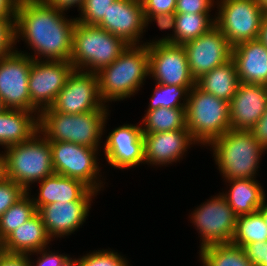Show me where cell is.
Segmentation results:
<instances>
[{
	"label": "cell",
	"instance_id": "obj_1",
	"mask_svg": "<svg viewBox=\"0 0 267 266\" xmlns=\"http://www.w3.org/2000/svg\"><path fill=\"white\" fill-rule=\"evenodd\" d=\"M65 16L64 10L50 6L44 0H18L15 46L18 39L25 40L34 53L19 52L33 60L70 61L76 18Z\"/></svg>",
	"mask_w": 267,
	"mask_h": 266
},
{
	"label": "cell",
	"instance_id": "obj_2",
	"mask_svg": "<svg viewBox=\"0 0 267 266\" xmlns=\"http://www.w3.org/2000/svg\"><path fill=\"white\" fill-rule=\"evenodd\" d=\"M99 93L104 103L134 96L149 76V54L146 45H129L110 65L97 72Z\"/></svg>",
	"mask_w": 267,
	"mask_h": 266
},
{
	"label": "cell",
	"instance_id": "obj_3",
	"mask_svg": "<svg viewBox=\"0 0 267 266\" xmlns=\"http://www.w3.org/2000/svg\"><path fill=\"white\" fill-rule=\"evenodd\" d=\"M107 106L73 115L42 111L38 116L39 132L49 141L72 142L99 149L109 115Z\"/></svg>",
	"mask_w": 267,
	"mask_h": 266
},
{
	"label": "cell",
	"instance_id": "obj_4",
	"mask_svg": "<svg viewBox=\"0 0 267 266\" xmlns=\"http://www.w3.org/2000/svg\"><path fill=\"white\" fill-rule=\"evenodd\" d=\"M208 146L213 149L215 163L225 182L256 179L261 156L266 150L250 131L230 129Z\"/></svg>",
	"mask_w": 267,
	"mask_h": 266
},
{
	"label": "cell",
	"instance_id": "obj_5",
	"mask_svg": "<svg viewBox=\"0 0 267 266\" xmlns=\"http://www.w3.org/2000/svg\"><path fill=\"white\" fill-rule=\"evenodd\" d=\"M3 158L5 178L30 193V185L54 174L50 142L39 131L23 143L6 147Z\"/></svg>",
	"mask_w": 267,
	"mask_h": 266
},
{
	"label": "cell",
	"instance_id": "obj_6",
	"mask_svg": "<svg viewBox=\"0 0 267 266\" xmlns=\"http://www.w3.org/2000/svg\"><path fill=\"white\" fill-rule=\"evenodd\" d=\"M128 46L103 28L76 21L70 62L76 70L97 73L113 63Z\"/></svg>",
	"mask_w": 267,
	"mask_h": 266
},
{
	"label": "cell",
	"instance_id": "obj_7",
	"mask_svg": "<svg viewBox=\"0 0 267 266\" xmlns=\"http://www.w3.org/2000/svg\"><path fill=\"white\" fill-rule=\"evenodd\" d=\"M186 126L194 141L207 147L231 129L229 103L195 85L188 94Z\"/></svg>",
	"mask_w": 267,
	"mask_h": 266
},
{
	"label": "cell",
	"instance_id": "obj_8",
	"mask_svg": "<svg viewBox=\"0 0 267 266\" xmlns=\"http://www.w3.org/2000/svg\"><path fill=\"white\" fill-rule=\"evenodd\" d=\"M215 26L232 46L256 40L266 14L258 0H216Z\"/></svg>",
	"mask_w": 267,
	"mask_h": 266
},
{
	"label": "cell",
	"instance_id": "obj_9",
	"mask_svg": "<svg viewBox=\"0 0 267 266\" xmlns=\"http://www.w3.org/2000/svg\"><path fill=\"white\" fill-rule=\"evenodd\" d=\"M49 142L55 174L81 180L96 192L104 188L103 181L99 178L102 176L99 174L101 170L97 157L101 149L72 142Z\"/></svg>",
	"mask_w": 267,
	"mask_h": 266
},
{
	"label": "cell",
	"instance_id": "obj_10",
	"mask_svg": "<svg viewBox=\"0 0 267 266\" xmlns=\"http://www.w3.org/2000/svg\"><path fill=\"white\" fill-rule=\"evenodd\" d=\"M199 205L192 214L191 223L200 235V250L211 245L231 243L237 216L226 198L219 195Z\"/></svg>",
	"mask_w": 267,
	"mask_h": 266
},
{
	"label": "cell",
	"instance_id": "obj_11",
	"mask_svg": "<svg viewBox=\"0 0 267 266\" xmlns=\"http://www.w3.org/2000/svg\"><path fill=\"white\" fill-rule=\"evenodd\" d=\"M105 105L99 93L97 73L73 69L52 106L43 111L73 115L100 110Z\"/></svg>",
	"mask_w": 267,
	"mask_h": 266
},
{
	"label": "cell",
	"instance_id": "obj_12",
	"mask_svg": "<svg viewBox=\"0 0 267 266\" xmlns=\"http://www.w3.org/2000/svg\"><path fill=\"white\" fill-rule=\"evenodd\" d=\"M73 69L70 61L32 60L28 78L30 111L39 115L50 108Z\"/></svg>",
	"mask_w": 267,
	"mask_h": 266
},
{
	"label": "cell",
	"instance_id": "obj_13",
	"mask_svg": "<svg viewBox=\"0 0 267 266\" xmlns=\"http://www.w3.org/2000/svg\"><path fill=\"white\" fill-rule=\"evenodd\" d=\"M32 60L17 48L0 59V98L7 109L30 111L28 78Z\"/></svg>",
	"mask_w": 267,
	"mask_h": 266
},
{
	"label": "cell",
	"instance_id": "obj_14",
	"mask_svg": "<svg viewBox=\"0 0 267 266\" xmlns=\"http://www.w3.org/2000/svg\"><path fill=\"white\" fill-rule=\"evenodd\" d=\"M149 76L155 83L176 85L180 87H194L183 45L158 43L148 46Z\"/></svg>",
	"mask_w": 267,
	"mask_h": 266
},
{
	"label": "cell",
	"instance_id": "obj_15",
	"mask_svg": "<svg viewBox=\"0 0 267 266\" xmlns=\"http://www.w3.org/2000/svg\"><path fill=\"white\" fill-rule=\"evenodd\" d=\"M183 47L195 81L232 58L233 46L216 26L198 38L186 42Z\"/></svg>",
	"mask_w": 267,
	"mask_h": 266
},
{
	"label": "cell",
	"instance_id": "obj_16",
	"mask_svg": "<svg viewBox=\"0 0 267 266\" xmlns=\"http://www.w3.org/2000/svg\"><path fill=\"white\" fill-rule=\"evenodd\" d=\"M103 152L114 169L133 168L145 164L144 139L141 126L123 124L106 136Z\"/></svg>",
	"mask_w": 267,
	"mask_h": 266
},
{
	"label": "cell",
	"instance_id": "obj_17",
	"mask_svg": "<svg viewBox=\"0 0 267 266\" xmlns=\"http://www.w3.org/2000/svg\"><path fill=\"white\" fill-rule=\"evenodd\" d=\"M123 39L129 45H142L146 31L141 0H115L106 16L96 25Z\"/></svg>",
	"mask_w": 267,
	"mask_h": 266
},
{
	"label": "cell",
	"instance_id": "obj_18",
	"mask_svg": "<svg viewBox=\"0 0 267 266\" xmlns=\"http://www.w3.org/2000/svg\"><path fill=\"white\" fill-rule=\"evenodd\" d=\"M267 106V85L240 82L229 102L232 130L249 131Z\"/></svg>",
	"mask_w": 267,
	"mask_h": 266
},
{
	"label": "cell",
	"instance_id": "obj_19",
	"mask_svg": "<svg viewBox=\"0 0 267 266\" xmlns=\"http://www.w3.org/2000/svg\"><path fill=\"white\" fill-rule=\"evenodd\" d=\"M147 165H171L179 162L190 145L197 144L187 128L158 133H142ZM189 147V148H188Z\"/></svg>",
	"mask_w": 267,
	"mask_h": 266
},
{
	"label": "cell",
	"instance_id": "obj_20",
	"mask_svg": "<svg viewBox=\"0 0 267 266\" xmlns=\"http://www.w3.org/2000/svg\"><path fill=\"white\" fill-rule=\"evenodd\" d=\"M90 208L91 201L55 202L41 206L37 212L48 236L58 239L78 231L89 216Z\"/></svg>",
	"mask_w": 267,
	"mask_h": 266
},
{
	"label": "cell",
	"instance_id": "obj_21",
	"mask_svg": "<svg viewBox=\"0 0 267 266\" xmlns=\"http://www.w3.org/2000/svg\"><path fill=\"white\" fill-rule=\"evenodd\" d=\"M38 183V195L31 197L36 210L55 202L92 201L98 193L81 180L55 173Z\"/></svg>",
	"mask_w": 267,
	"mask_h": 266
},
{
	"label": "cell",
	"instance_id": "obj_22",
	"mask_svg": "<svg viewBox=\"0 0 267 266\" xmlns=\"http://www.w3.org/2000/svg\"><path fill=\"white\" fill-rule=\"evenodd\" d=\"M239 82L267 85V47L258 39L233 46Z\"/></svg>",
	"mask_w": 267,
	"mask_h": 266
},
{
	"label": "cell",
	"instance_id": "obj_23",
	"mask_svg": "<svg viewBox=\"0 0 267 266\" xmlns=\"http://www.w3.org/2000/svg\"><path fill=\"white\" fill-rule=\"evenodd\" d=\"M51 241L41 216L36 212L1 242V250L10 254L28 255L49 247Z\"/></svg>",
	"mask_w": 267,
	"mask_h": 266
},
{
	"label": "cell",
	"instance_id": "obj_24",
	"mask_svg": "<svg viewBox=\"0 0 267 266\" xmlns=\"http://www.w3.org/2000/svg\"><path fill=\"white\" fill-rule=\"evenodd\" d=\"M38 116L36 112L20 109L0 113V146L5 149L29 140L39 131Z\"/></svg>",
	"mask_w": 267,
	"mask_h": 266
},
{
	"label": "cell",
	"instance_id": "obj_25",
	"mask_svg": "<svg viewBox=\"0 0 267 266\" xmlns=\"http://www.w3.org/2000/svg\"><path fill=\"white\" fill-rule=\"evenodd\" d=\"M229 190L221 193L235 215H247L258 211L266 195L257 179H233L227 181Z\"/></svg>",
	"mask_w": 267,
	"mask_h": 266
},
{
	"label": "cell",
	"instance_id": "obj_26",
	"mask_svg": "<svg viewBox=\"0 0 267 266\" xmlns=\"http://www.w3.org/2000/svg\"><path fill=\"white\" fill-rule=\"evenodd\" d=\"M239 83L236 64L232 58L196 80V85L201 90L228 103L235 95Z\"/></svg>",
	"mask_w": 267,
	"mask_h": 266
},
{
	"label": "cell",
	"instance_id": "obj_27",
	"mask_svg": "<svg viewBox=\"0 0 267 266\" xmlns=\"http://www.w3.org/2000/svg\"><path fill=\"white\" fill-rule=\"evenodd\" d=\"M140 124L142 133H158L187 128L186 108L159 107L147 111Z\"/></svg>",
	"mask_w": 267,
	"mask_h": 266
},
{
	"label": "cell",
	"instance_id": "obj_28",
	"mask_svg": "<svg viewBox=\"0 0 267 266\" xmlns=\"http://www.w3.org/2000/svg\"><path fill=\"white\" fill-rule=\"evenodd\" d=\"M203 266H254L241 246L232 243L216 244L199 250Z\"/></svg>",
	"mask_w": 267,
	"mask_h": 266
},
{
	"label": "cell",
	"instance_id": "obj_29",
	"mask_svg": "<svg viewBox=\"0 0 267 266\" xmlns=\"http://www.w3.org/2000/svg\"><path fill=\"white\" fill-rule=\"evenodd\" d=\"M210 14H176L174 45H183L207 33L215 26Z\"/></svg>",
	"mask_w": 267,
	"mask_h": 266
},
{
	"label": "cell",
	"instance_id": "obj_30",
	"mask_svg": "<svg viewBox=\"0 0 267 266\" xmlns=\"http://www.w3.org/2000/svg\"><path fill=\"white\" fill-rule=\"evenodd\" d=\"M267 241V225L259 211L236 218L232 244L243 247L252 242Z\"/></svg>",
	"mask_w": 267,
	"mask_h": 266
},
{
	"label": "cell",
	"instance_id": "obj_31",
	"mask_svg": "<svg viewBox=\"0 0 267 266\" xmlns=\"http://www.w3.org/2000/svg\"><path fill=\"white\" fill-rule=\"evenodd\" d=\"M31 196L27 192L0 217V243L37 212Z\"/></svg>",
	"mask_w": 267,
	"mask_h": 266
},
{
	"label": "cell",
	"instance_id": "obj_32",
	"mask_svg": "<svg viewBox=\"0 0 267 266\" xmlns=\"http://www.w3.org/2000/svg\"><path fill=\"white\" fill-rule=\"evenodd\" d=\"M192 88L156 83L146 111L158 109L159 107L186 108L188 94ZM182 100L183 103L181 102Z\"/></svg>",
	"mask_w": 267,
	"mask_h": 266
},
{
	"label": "cell",
	"instance_id": "obj_33",
	"mask_svg": "<svg viewBox=\"0 0 267 266\" xmlns=\"http://www.w3.org/2000/svg\"><path fill=\"white\" fill-rule=\"evenodd\" d=\"M79 266H130L129 261L114 250H94L78 258Z\"/></svg>",
	"mask_w": 267,
	"mask_h": 266
},
{
	"label": "cell",
	"instance_id": "obj_34",
	"mask_svg": "<svg viewBox=\"0 0 267 266\" xmlns=\"http://www.w3.org/2000/svg\"><path fill=\"white\" fill-rule=\"evenodd\" d=\"M113 2L115 0H84L76 21L86 25H97L106 16Z\"/></svg>",
	"mask_w": 267,
	"mask_h": 266
},
{
	"label": "cell",
	"instance_id": "obj_35",
	"mask_svg": "<svg viewBox=\"0 0 267 266\" xmlns=\"http://www.w3.org/2000/svg\"><path fill=\"white\" fill-rule=\"evenodd\" d=\"M145 17V27L150 24L149 22L156 21L157 26L161 30L172 29V34H167L168 36H164L163 38L156 39L153 41L145 42L143 45L151 46L158 43H171L174 44V35H175V25H176V13L168 12L162 14L155 15H144Z\"/></svg>",
	"mask_w": 267,
	"mask_h": 266
},
{
	"label": "cell",
	"instance_id": "obj_36",
	"mask_svg": "<svg viewBox=\"0 0 267 266\" xmlns=\"http://www.w3.org/2000/svg\"><path fill=\"white\" fill-rule=\"evenodd\" d=\"M26 193L22 186L4 177L0 181V217Z\"/></svg>",
	"mask_w": 267,
	"mask_h": 266
},
{
	"label": "cell",
	"instance_id": "obj_37",
	"mask_svg": "<svg viewBox=\"0 0 267 266\" xmlns=\"http://www.w3.org/2000/svg\"><path fill=\"white\" fill-rule=\"evenodd\" d=\"M43 248L37 252L28 254L29 256L34 255V253L39 254V257L36 260V264L30 259V266H79L78 258L73 259L67 254H61L59 252H52L50 248ZM48 251V252H47Z\"/></svg>",
	"mask_w": 267,
	"mask_h": 266
},
{
	"label": "cell",
	"instance_id": "obj_38",
	"mask_svg": "<svg viewBox=\"0 0 267 266\" xmlns=\"http://www.w3.org/2000/svg\"><path fill=\"white\" fill-rule=\"evenodd\" d=\"M15 17H0V59L15 49Z\"/></svg>",
	"mask_w": 267,
	"mask_h": 266
},
{
	"label": "cell",
	"instance_id": "obj_39",
	"mask_svg": "<svg viewBox=\"0 0 267 266\" xmlns=\"http://www.w3.org/2000/svg\"><path fill=\"white\" fill-rule=\"evenodd\" d=\"M215 0H177L176 14H209L214 8ZM213 6V7H212Z\"/></svg>",
	"mask_w": 267,
	"mask_h": 266
},
{
	"label": "cell",
	"instance_id": "obj_40",
	"mask_svg": "<svg viewBox=\"0 0 267 266\" xmlns=\"http://www.w3.org/2000/svg\"><path fill=\"white\" fill-rule=\"evenodd\" d=\"M246 258L254 266H267V241L252 242L243 247Z\"/></svg>",
	"mask_w": 267,
	"mask_h": 266
},
{
	"label": "cell",
	"instance_id": "obj_41",
	"mask_svg": "<svg viewBox=\"0 0 267 266\" xmlns=\"http://www.w3.org/2000/svg\"><path fill=\"white\" fill-rule=\"evenodd\" d=\"M144 15L175 12L177 0H141Z\"/></svg>",
	"mask_w": 267,
	"mask_h": 266
},
{
	"label": "cell",
	"instance_id": "obj_42",
	"mask_svg": "<svg viewBox=\"0 0 267 266\" xmlns=\"http://www.w3.org/2000/svg\"><path fill=\"white\" fill-rule=\"evenodd\" d=\"M249 131L260 142L261 146L267 150V106L261 118Z\"/></svg>",
	"mask_w": 267,
	"mask_h": 266
},
{
	"label": "cell",
	"instance_id": "obj_43",
	"mask_svg": "<svg viewBox=\"0 0 267 266\" xmlns=\"http://www.w3.org/2000/svg\"><path fill=\"white\" fill-rule=\"evenodd\" d=\"M30 256L25 254H10L0 249V266H30Z\"/></svg>",
	"mask_w": 267,
	"mask_h": 266
},
{
	"label": "cell",
	"instance_id": "obj_44",
	"mask_svg": "<svg viewBox=\"0 0 267 266\" xmlns=\"http://www.w3.org/2000/svg\"><path fill=\"white\" fill-rule=\"evenodd\" d=\"M48 5L56 7L58 9L67 12L68 9L78 7V11L81 9L84 0H44Z\"/></svg>",
	"mask_w": 267,
	"mask_h": 266
},
{
	"label": "cell",
	"instance_id": "obj_45",
	"mask_svg": "<svg viewBox=\"0 0 267 266\" xmlns=\"http://www.w3.org/2000/svg\"><path fill=\"white\" fill-rule=\"evenodd\" d=\"M18 0H0V17H15Z\"/></svg>",
	"mask_w": 267,
	"mask_h": 266
},
{
	"label": "cell",
	"instance_id": "obj_46",
	"mask_svg": "<svg viewBox=\"0 0 267 266\" xmlns=\"http://www.w3.org/2000/svg\"><path fill=\"white\" fill-rule=\"evenodd\" d=\"M257 39L267 47V15L262 20Z\"/></svg>",
	"mask_w": 267,
	"mask_h": 266
},
{
	"label": "cell",
	"instance_id": "obj_47",
	"mask_svg": "<svg viewBox=\"0 0 267 266\" xmlns=\"http://www.w3.org/2000/svg\"><path fill=\"white\" fill-rule=\"evenodd\" d=\"M258 211L261 213L262 217L265 220V223L267 225V202L266 199L263 201L262 205L258 209Z\"/></svg>",
	"mask_w": 267,
	"mask_h": 266
},
{
	"label": "cell",
	"instance_id": "obj_48",
	"mask_svg": "<svg viewBox=\"0 0 267 266\" xmlns=\"http://www.w3.org/2000/svg\"><path fill=\"white\" fill-rule=\"evenodd\" d=\"M5 177L3 151L0 153V181Z\"/></svg>",
	"mask_w": 267,
	"mask_h": 266
},
{
	"label": "cell",
	"instance_id": "obj_49",
	"mask_svg": "<svg viewBox=\"0 0 267 266\" xmlns=\"http://www.w3.org/2000/svg\"><path fill=\"white\" fill-rule=\"evenodd\" d=\"M258 3L261 5L263 12L267 15V0H258Z\"/></svg>",
	"mask_w": 267,
	"mask_h": 266
},
{
	"label": "cell",
	"instance_id": "obj_50",
	"mask_svg": "<svg viewBox=\"0 0 267 266\" xmlns=\"http://www.w3.org/2000/svg\"><path fill=\"white\" fill-rule=\"evenodd\" d=\"M7 108L5 107L2 99L0 98V113H2L3 111H5Z\"/></svg>",
	"mask_w": 267,
	"mask_h": 266
}]
</instances>
